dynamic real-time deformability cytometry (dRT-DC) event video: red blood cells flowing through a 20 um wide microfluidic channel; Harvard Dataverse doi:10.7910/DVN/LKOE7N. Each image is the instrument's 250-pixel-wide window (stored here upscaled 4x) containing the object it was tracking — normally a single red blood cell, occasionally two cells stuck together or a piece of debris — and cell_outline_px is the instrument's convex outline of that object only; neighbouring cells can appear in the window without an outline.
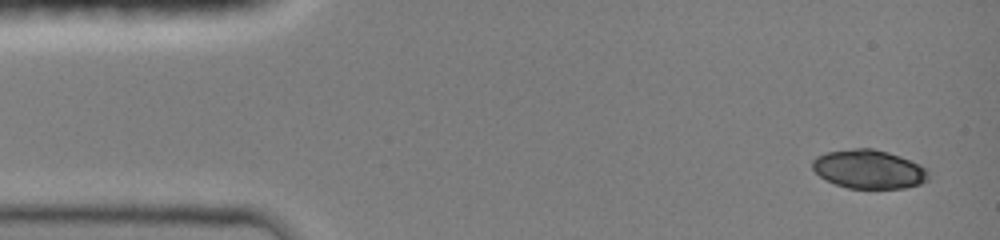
{"species": "common noctule bat (a hibernating species)", "species_latin": "Nyctalus noctula", "temperature_condition": "room temperature", "stored_images_in_passage": 9, "camera_frame_rate_fps": 3000, "um_per_image_px": 0.085, "animal": {"sex": "female", "body_mass_g": 19.0, "forearm_length_mm": 51.5}, "frame": {"image": 1, "passage_image": 1, "time_ms": 0.0, "image_size_px": [1000, 240], "cell_outline_px": [[928, 180], [920, 184], [904, 188], [848, 188], [836, 184], [820, 176], [812, 168], [812, 160], [816, 156], [828, 152], [856, 148], [872, 148], [888, 152], [900, 156], [924, 168], [928, 172]], "centroid_in_image_um": [73.83, 14.38], "position_along_channel_um": 11.2, "area_um2": 25.89}}
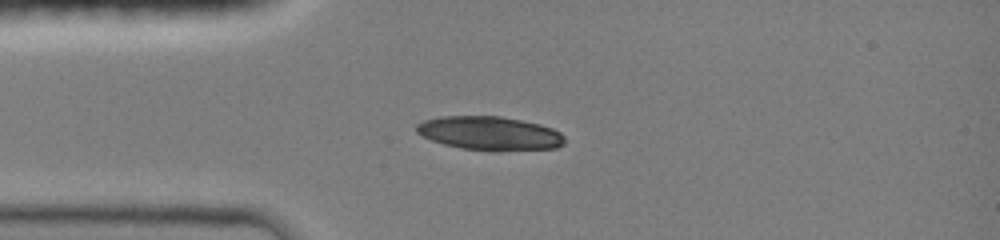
{"frame": {"image": 2, "passage_image": 7, "time_ms": 3.0, "image_size_px": [1000, 240], "cell_outline_px": [[564, 144], [556, 148], [496, 152], [492, 152], [460, 148], [444, 144], [432, 140], [416, 132], [416, 124], [424, 120], [440, 116], [500, 116], [540, 124], [552, 128], [560, 132], [564, 136]], "centroid_in_image_um": [41.64, 11.35], "position_along_channel_um": 43.4, "area_um2": 29.48}}